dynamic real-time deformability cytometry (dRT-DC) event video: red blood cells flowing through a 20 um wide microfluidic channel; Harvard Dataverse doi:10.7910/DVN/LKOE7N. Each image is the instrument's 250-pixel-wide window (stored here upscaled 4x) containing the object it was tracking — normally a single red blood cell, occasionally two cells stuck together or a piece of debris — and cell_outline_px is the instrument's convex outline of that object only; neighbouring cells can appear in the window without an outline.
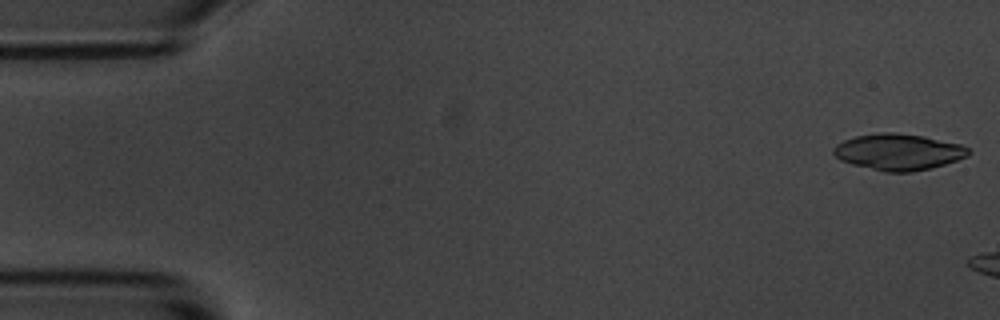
{"species": "common noctule bat (a hibernating species)", "species_latin": "Nyctalus noctula", "temperature_condition": "room temperature", "stored_images_in_passage": 15, "camera_frame_rate_fps": 3000, "um_per_image_px": 0.085, "animal": {"sex": "male", "body_mass_g": 20.1, "forearm_length_mm": 53.5}, "frame": {"image": 1, "passage_image": 1, "time_ms": 0.0, "image_size_px": [1000, 320], "cell_outline_px": [[972, 152], [968, 156], [944, 164], [912, 172], [884, 172], [852, 164], [840, 160], [832, 152], [832, 148], [836, 144], [844, 140], [856, 136], [880, 132], [896, 132], [924, 136], [960, 144], [968, 148]], "centroid_in_image_um": [76.35, 12.91], "position_along_channel_um": 8.7, "area_um2": 28.55}}
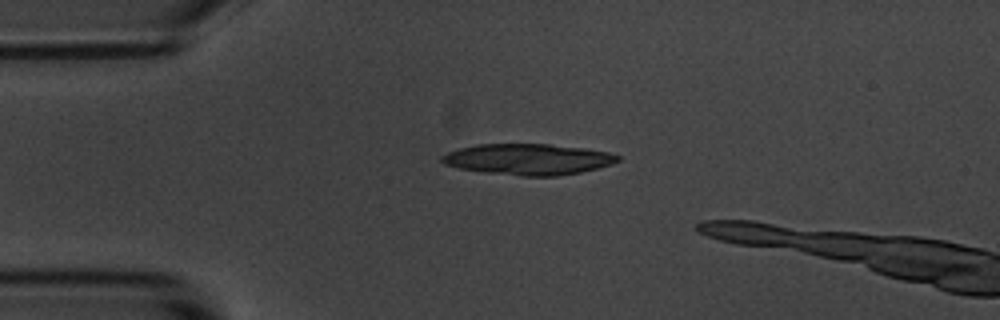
{"frame": {"image": 2, "passage_image": 12, "time_ms": 3.667, "image_size_px": [1000, 320], "cell_outline_px": [[620, 160], [612, 164], [580, 172], [556, 176], [524, 176], [488, 172], [460, 168], [444, 164], [440, 160], [440, 156], [448, 152], [460, 148], [476, 144], [548, 144], [584, 148], [608, 152], [620, 156]], "centroid_in_image_um": [44.89, 13.53], "position_along_channel_um": 40.1, "area_um2": 31.56}}